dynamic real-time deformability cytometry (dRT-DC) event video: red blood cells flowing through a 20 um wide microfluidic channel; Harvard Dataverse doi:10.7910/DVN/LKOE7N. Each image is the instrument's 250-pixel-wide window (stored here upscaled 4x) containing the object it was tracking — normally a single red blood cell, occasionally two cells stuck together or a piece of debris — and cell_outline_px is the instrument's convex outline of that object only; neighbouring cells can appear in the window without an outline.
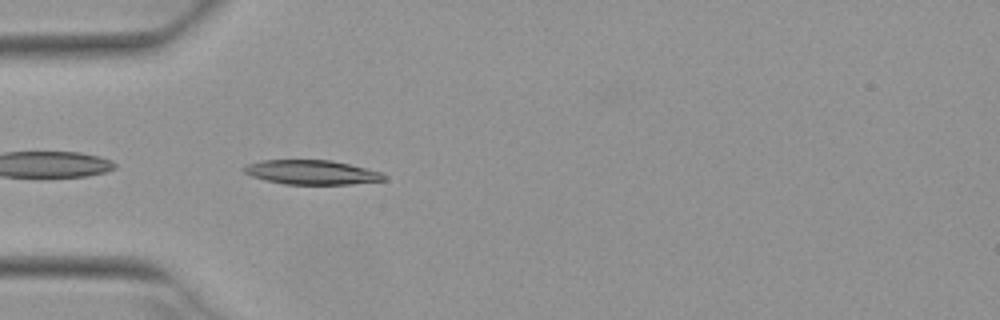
{"species": "Egyptian fruit bat (a non-hibernating species)", "species_latin": "Rousettus aegyptiacus", "temperature_condition": "warm", "stored_images_in_passage": 21, "camera_frame_rate_fps": 3000, "um_per_image_px": 0.085, "animal": {"sex": "female"}, "frame": {"image": 1, "passage_image": 2, "time_ms": 0.333, "image_size_px": [1000, 320], "cell_outline_px": [[388, 180], [352, 184], [284, 184], [264, 180], [252, 176], [244, 172], [244, 168], [248, 164], [260, 160], [332, 160], [384, 172], [388, 176]], "centroid_in_image_um": [26.57, 14.65], "position_along_channel_um": 58.4, "area_um2": 20.06}}
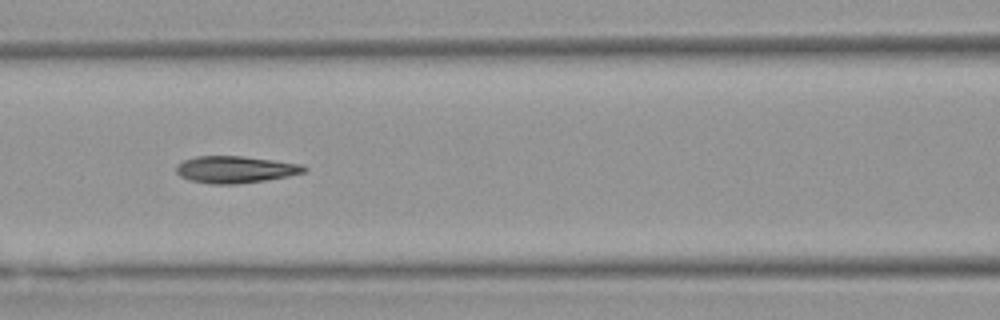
{"frame": {"image": 2, "passage_image": 9, "time_ms": 2.667, "image_size_px": [1000, 320], "cell_outline_px": [[308, 168], [304, 172], [288, 176], [264, 180], [232, 184], [212, 184], [188, 180], [180, 176], [176, 172], [176, 164], [184, 160], [196, 156], [244, 156], [300, 164]], "centroid_in_image_um": [19.95, 14.4], "position_along_channel_um": 146.6, "area_um2": 19.94}}
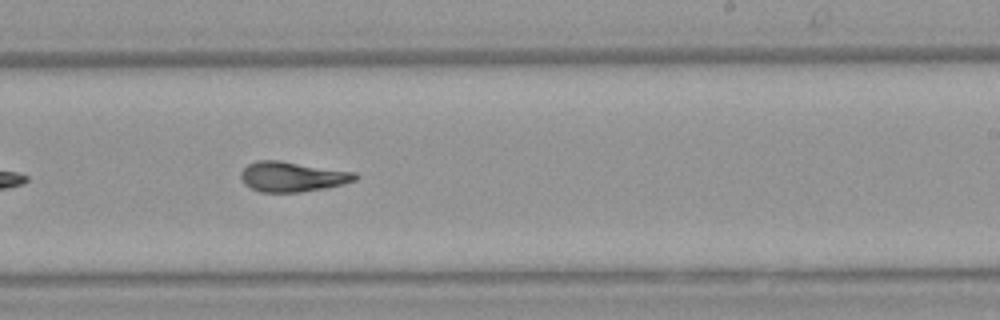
{"frame": {"image": 3, "passage_image": 18, "time_ms": 5.667, "image_size_px": [1000, 320], "cell_outline_px": [[360, 176], [356, 180], [344, 184], [324, 188], [300, 192], [260, 192], [244, 184], [240, 176], [240, 172], [248, 164], [256, 160], [280, 160], [356, 172]], "centroid_in_image_um": [24.86, 15.01], "position_along_channel_um": 264.1, "area_um2": 20.17}}